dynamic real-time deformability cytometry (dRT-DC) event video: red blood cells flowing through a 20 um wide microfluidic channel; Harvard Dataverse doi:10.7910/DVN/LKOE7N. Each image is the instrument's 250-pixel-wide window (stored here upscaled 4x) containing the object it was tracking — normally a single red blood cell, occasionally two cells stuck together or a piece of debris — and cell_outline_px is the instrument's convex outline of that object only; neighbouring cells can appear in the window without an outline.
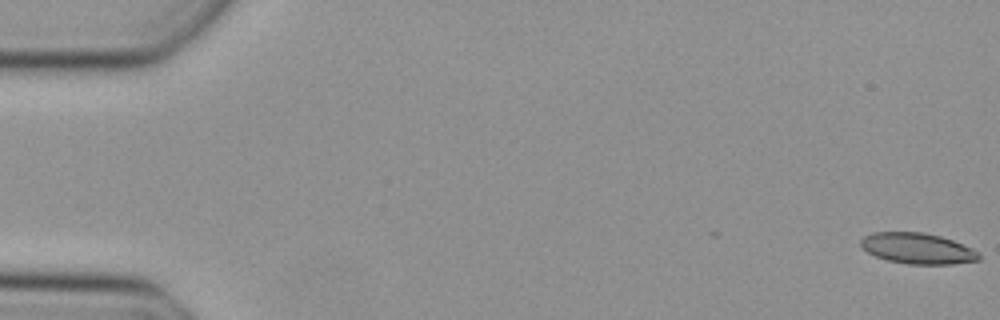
{"species": "Egyptian fruit bat (a non-hibernating species)", "species_latin": "Rousettus aegyptiacus", "temperature_condition": "cold", "stored_images_in_passage": 47, "camera_frame_rate_fps": 3000, "um_per_image_px": 0.085, "animal": {"sex": "female"}, "frame": {"image": 1, "passage_image": 1, "time_ms": 0.0, "image_size_px": [1000, 320], "cell_outline_px": [[980, 260], [952, 264], [908, 264], [888, 260], [876, 256], [868, 252], [860, 244], [860, 240], [864, 236], [872, 232], [924, 232], [940, 236], [952, 240], [972, 248], [980, 252]], "centroid_in_image_um": [78.01, 21.11], "position_along_channel_um": 7.0, "area_um2": 21.21}}
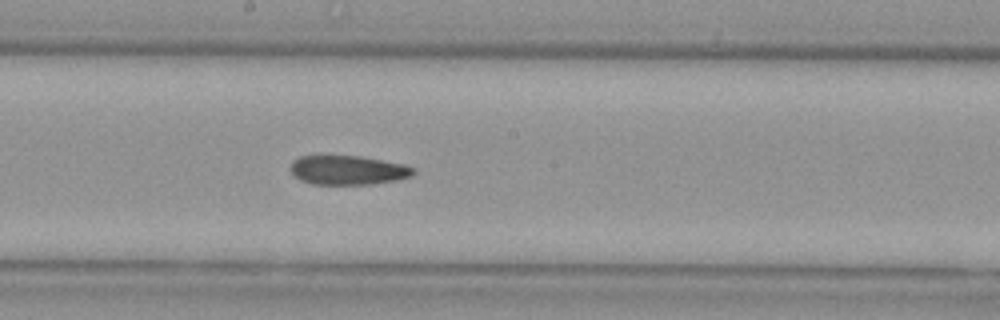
{"frame": {"image": 2, "passage_image": 27, "time_ms": 8.667, "image_size_px": [1000, 320], "cell_outline_px": [[416, 172], [412, 176], [396, 180], [372, 184], [312, 184], [300, 180], [288, 168], [292, 160], [300, 156], [320, 152], [360, 156], [404, 164], [416, 168]], "centroid_in_image_um": [29.51, 14.41], "position_along_channel_um": 218.7, "area_um2": 21.91}}
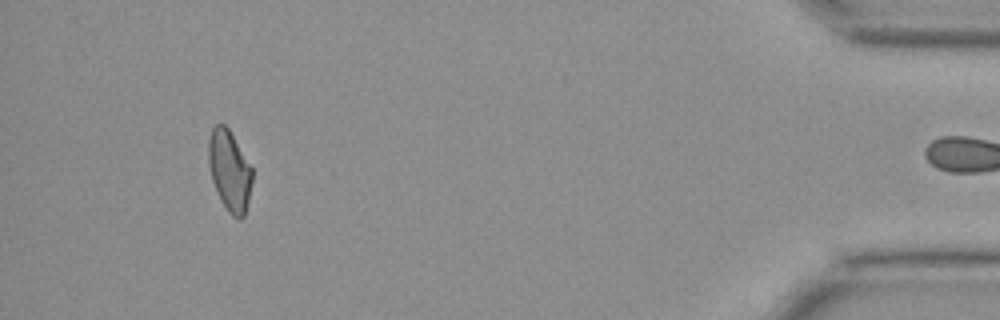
{"frame": {"image": 3, "passage_image": 46, "time_ms": 15.0, "image_size_px": [1000, 320], "cell_outline_px": [[252, 180], [248, 200], [244, 216], [240, 220], [232, 216], [228, 212], [220, 200], [212, 180], [208, 164], [208, 140], [212, 128], [216, 124], [224, 124], [228, 128], [252, 168]], "centroid_in_image_um": [19.49, 14.52], "position_along_channel_um": 415.7, "area_um2": 20.46}}